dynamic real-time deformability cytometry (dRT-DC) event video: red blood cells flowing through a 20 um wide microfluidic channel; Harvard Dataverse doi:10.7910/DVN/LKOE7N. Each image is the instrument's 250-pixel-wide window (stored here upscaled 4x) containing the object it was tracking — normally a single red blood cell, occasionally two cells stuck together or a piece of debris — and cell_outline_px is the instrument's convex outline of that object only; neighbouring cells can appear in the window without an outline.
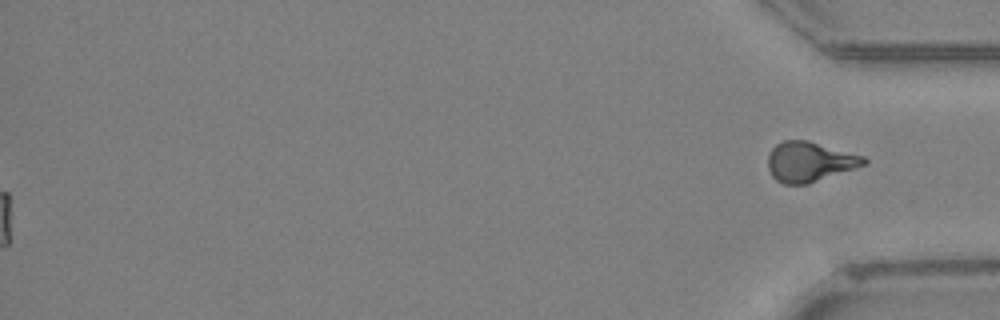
{"species": "Egyptian fruit bat (a non-hibernating species)", "species_latin": "Rousettus aegyptiacus", "temperature_condition": "warm", "stored_images_in_passage": 62, "segment_of_instrument_passage": [2, 2], "camera_frame_rate_fps": 3000, "um_per_image_px": 0.085, "animal": {"sex": "female"}, "frame": {"image": 1, "passage_image": 62, "time_ms": 20.333, "image_size_px": [1000, 320], "cell_outline_px": [[868, 164], [808, 184], [784, 184], [776, 180], [772, 176], [768, 168], [768, 156], [772, 148], [776, 144], [784, 140], [808, 140], [864, 156], [868, 160]], "centroid_in_image_um": [68.83, 13.75], "position_along_channel_um": 366.4, "area_um2": 22.43}}